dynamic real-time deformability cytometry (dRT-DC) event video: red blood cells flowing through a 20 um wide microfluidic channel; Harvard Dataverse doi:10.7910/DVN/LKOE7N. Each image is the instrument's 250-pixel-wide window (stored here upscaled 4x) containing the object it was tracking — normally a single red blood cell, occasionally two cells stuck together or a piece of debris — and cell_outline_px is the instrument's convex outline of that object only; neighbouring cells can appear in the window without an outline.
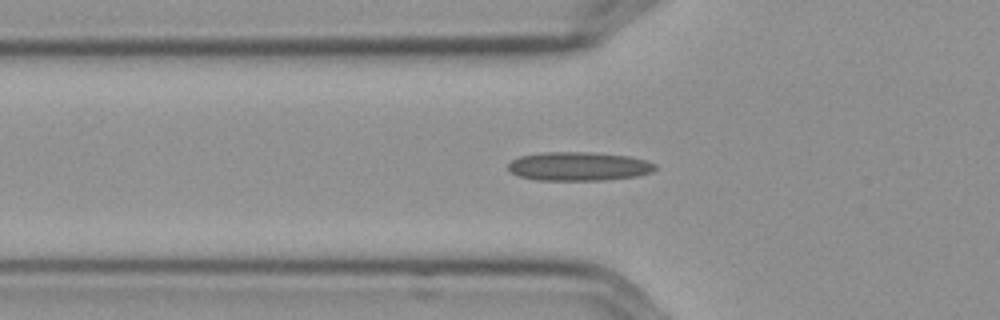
{"species": "Egyptian fruit bat (a non-hibernating species)", "species_latin": "Rousettus aegyptiacus", "temperature_condition": "cold", "stored_images_in_passage": 42, "camera_frame_rate_fps": 3000, "um_per_image_px": 0.085, "frame": {"image": 1, "passage_image": 10, "time_ms": 3.0, "image_size_px": [1000, 320], "cell_outline_px": [[656, 168], [648, 172], [636, 176], [604, 180], [536, 180], [520, 176], [512, 172], [508, 168], [508, 164], [512, 160], [520, 156], [544, 152], [588, 152], [628, 156], [644, 160], [656, 164]], "centroid_in_image_um": [49.16, 14.14], "position_along_channel_um": 76.6, "area_um2": 24.39}}
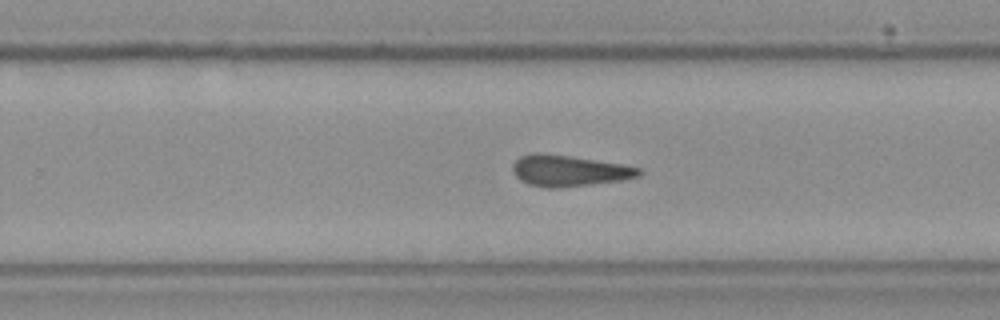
{"frame": {"image": 2, "passage_image": 27, "time_ms": 8.667, "image_size_px": [1000, 320], "cell_outline_px": [[640, 176], [620, 180], [560, 188], [548, 188], [528, 184], [520, 180], [512, 172], [512, 164], [520, 156], [536, 152], [568, 156], [620, 164], [640, 168]], "centroid_in_image_um": [48.29, 14.52], "position_along_channel_um": 281.5, "area_um2": 22.6}}
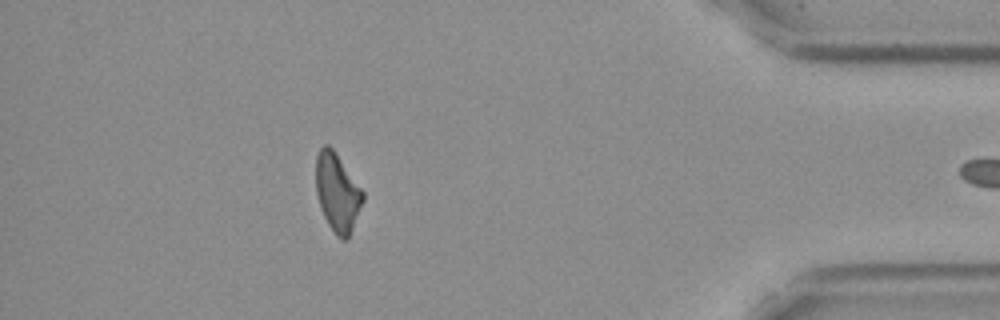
{"frame": {"image": 3, "passage_image": 41, "time_ms": 13.333, "image_size_px": [1000, 320], "cell_outline_px": [[364, 200], [348, 240], [344, 240], [336, 236], [328, 224], [320, 208], [316, 192], [316, 156], [320, 148], [324, 144], [328, 144], [332, 148], [364, 192]], "centroid_in_image_um": [28.67, 16.38], "position_along_channel_um": 406.5, "area_um2": 21.39}}